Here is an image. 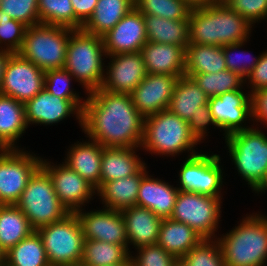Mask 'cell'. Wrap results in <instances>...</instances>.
<instances>
[{
    "mask_svg": "<svg viewBox=\"0 0 267 266\" xmlns=\"http://www.w3.org/2000/svg\"><path fill=\"white\" fill-rule=\"evenodd\" d=\"M82 110V131L103 147L141 146L144 116L134 106L130 94L96 89L87 93Z\"/></svg>",
    "mask_w": 267,
    "mask_h": 266,
    "instance_id": "6da1fadb",
    "label": "cell"
},
{
    "mask_svg": "<svg viewBox=\"0 0 267 266\" xmlns=\"http://www.w3.org/2000/svg\"><path fill=\"white\" fill-rule=\"evenodd\" d=\"M252 24L224 3L191 9L189 44L226 46L247 41Z\"/></svg>",
    "mask_w": 267,
    "mask_h": 266,
    "instance_id": "7a4b0ae2",
    "label": "cell"
},
{
    "mask_svg": "<svg viewBox=\"0 0 267 266\" xmlns=\"http://www.w3.org/2000/svg\"><path fill=\"white\" fill-rule=\"evenodd\" d=\"M225 266H265L267 261V216H246L229 233L215 238Z\"/></svg>",
    "mask_w": 267,
    "mask_h": 266,
    "instance_id": "3957f363",
    "label": "cell"
},
{
    "mask_svg": "<svg viewBox=\"0 0 267 266\" xmlns=\"http://www.w3.org/2000/svg\"><path fill=\"white\" fill-rule=\"evenodd\" d=\"M198 144L200 143L190 132L188 122L168 109L144 118L143 139L140 148L143 147L150 154L168 157L179 155L187 150V152L190 151L188 157H191L198 154L193 149Z\"/></svg>",
    "mask_w": 267,
    "mask_h": 266,
    "instance_id": "277c9868",
    "label": "cell"
},
{
    "mask_svg": "<svg viewBox=\"0 0 267 266\" xmlns=\"http://www.w3.org/2000/svg\"><path fill=\"white\" fill-rule=\"evenodd\" d=\"M103 56L107 57L102 37L74 29L69 36L64 68L90 93L103 83L106 67Z\"/></svg>",
    "mask_w": 267,
    "mask_h": 266,
    "instance_id": "5b68a950",
    "label": "cell"
},
{
    "mask_svg": "<svg viewBox=\"0 0 267 266\" xmlns=\"http://www.w3.org/2000/svg\"><path fill=\"white\" fill-rule=\"evenodd\" d=\"M73 30L43 23L27 27L18 54L44 72L64 68L69 36Z\"/></svg>",
    "mask_w": 267,
    "mask_h": 266,
    "instance_id": "8992f818",
    "label": "cell"
},
{
    "mask_svg": "<svg viewBox=\"0 0 267 266\" xmlns=\"http://www.w3.org/2000/svg\"><path fill=\"white\" fill-rule=\"evenodd\" d=\"M15 205L25 214L34 230L58 222L70 214L59 201L52 179L42 167L29 179Z\"/></svg>",
    "mask_w": 267,
    "mask_h": 266,
    "instance_id": "52a82bcc",
    "label": "cell"
},
{
    "mask_svg": "<svg viewBox=\"0 0 267 266\" xmlns=\"http://www.w3.org/2000/svg\"><path fill=\"white\" fill-rule=\"evenodd\" d=\"M36 231L42 239L50 266H80L85 239L75 213Z\"/></svg>",
    "mask_w": 267,
    "mask_h": 266,
    "instance_id": "ba28073f",
    "label": "cell"
},
{
    "mask_svg": "<svg viewBox=\"0 0 267 266\" xmlns=\"http://www.w3.org/2000/svg\"><path fill=\"white\" fill-rule=\"evenodd\" d=\"M258 128L253 126L225 137L227 150L238 174L252 190L267 172V136Z\"/></svg>",
    "mask_w": 267,
    "mask_h": 266,
    "instance_id": "9c48e42d",
    "label": "cell"
},
{
    "mask_svg": "<svg viewBox=\"0 0 267 266\" xmlns=\"http://www.w3.org/2000/svg\"><path fill=\"white\" fill-rule=\"evenodd\" d=\"M222 198L179 191L171 219L187 224L204 239L215 238L221 220Z\"/></svg>",
    "mask_w": 267,
    "mask_h": 266,
    "instance_id": "30bf717a",
    "label": "cell"
},
{
    "mask_svg": "<svg viewBox=\"0 0 267 266\" xmlns=\"http://www.w3.org/2000/svg\"><path fill=\"white\" fill-rule=\"evenodd\" d=\"M41 157L23 149L0 152V204L15 205L29 179L41 167Z\"/></svg>",
    "mask_w": 267,
    "mask_h": 266,
    "instance_id": "8fae6325",
    "label": "cell"
},
{
    "mask_svg": "<svg viewBox=\"0 0 267 266\" xmlns=\"http://www.w3.org/2000/svg\"><path fill=\"white\" fill-rule=\"evenodd\" d=\"M220 161L217 154L198 153L187 157L180 168L178 190L222 198L223 169Z\"/></svg>",
    "mask_w": 267,
    "mask_h": 266,
    "instance_id": "7c38bea8",
    "label": "cell"
},
{
    "mask_svg": "<svg viewBox=\"0 0 267 266\" xmlns=\"http://www.w3.org/2000/svg\"><path fill=\"white\" fill-rule=\"evenodd\" d=\"M44 78L43 70L14 53L6 66L0 94L25 104L44 88Z\"/></svg>",
    "mask_w": 267,
    "mask_h": 266,
    "instance_id": "4fadbf2b",
    "label": "cell"
},
{
    "mask_svg": "<svg viewBox=\"0 0 267 266\" xmlns=\"http://www.w3.org/2000/svg\"><path fill=\"white\" fill-rule=\"evenodd\" d=\"M49 162L42 159L41 167L51 177L59 201L70 213L81 210L86 205L84 203H89L97 194L96 188L63 162L59 165H51Z\"/></svg>",
    "mask_w": 267,
    "mask_h": 266,
    "instance_id": "5bb4252c",
    "label": "cell"
},
{
    "mask_svg": "<svg viewBox=\"0 0 267 266\" xmlns=\"http://www.w3.org/2000/svg\"><path fill=\"white\" fill-rule=\"evenodd\" d=\"M86 100L64 99L54 96L43 88L25 106V118L27 126L30 124L53 125L71 114L76 115V119L82 126V110Z\"/></svg>",
    "mask_w": 267,
    "mask_h": 266,
    "instance_id": "9a60e30c",
    "label": "cell"
},
{
    "mask_svg": "<svg viewBox=\"0 0 267 266\" xmlns=\"http://www.w3.org/2000/svg\"><path fill=\"white\" fill-rule=\"evenodd\" d=\"M250 95L242 90H235L209 98L208 105L212 118L216 127L224 131V137L236 131L252 128L245 127L244 123L247 118L252 119Z\"/></svg>",
    "mask_w": 267,
    "mask_h": 266,
    "instance_id": "2e32d148",
    "label": "cell"
},
{
    "mask_svg": "<svg viewBox=\"0 0 267 266\" xmlns=\"http://www.w3.org/2000/svg\"><path fill=\"white\" fill-rule=\"evenodd\" d=\"M107 58L110 62L101 85L107 92L131 94L148 74L141 52L107 55Z\"/></svg>",
    "mask_w": 267,
    "mask_h": 266,
    "instance_id": "e0dca14e",
    "label": "cell"
},
{
    "mask_svg": "<svg viewBox=\"0 0 267 266\" xmlns=\"http://www.w3.org/2000/svg\"><path fill=\"white\" fill-rule=\"evenodd\" d=\"M77 210V215L85 240L104 241L125 246L129 250L124 217L121 211L103 208L102 210ZM129 246V247H128Z\"/></svg>",
    "mask_w": 267,
    "mask_h": 266,
    "instance_id": "ac0fdd59",
    "label": "cell"
},
{
    "mask_svg": "<svg viewBox=\"0 0 267 266\" xmlns=\"http://www.w3.org/2000/svg\"><path fill=\"white\" fill-rule=\"evenodd\" d=\"M102 39L107 55L141 52L148 41L144 15L132 8Z\"/></svg>",
    "mask_w": 267,
    "mask_h": 266,
    "instance_id": "d6986e66",
    "label": "cell"
},
{
    "mask_svg": "<svg viewBox=\"0 0 267 266\" xmlns=\"http://www.w3.org/2000/svg\"><path fill=\"white\" fill-rule=\"evenodd\" d=\"M184 75L147 74L130 94L136 109L147 117L168 109L174 87Z\"/></svg>",
    "mask_w": 267,
    "mask_h": 266,
    "instance_id": "ffe728a7",
    "label": "cell"
},
{
    "mask_svg": "<svg viewBox=\"0 0 267 266\" xmlns=\"http://www.w3.org/2000/svg\"><path fill=\"white\" fill-rule=\"evenodd\" d=\"M148 172L142 177L136 206L147 208L162 219L171 217L179 192L177 187L158 178H151Z\"/></svg>",
    "mask_w": 267,
    "mask_h": 266,
    "instance_id": "44dd1931",
    "label": "cell"
},
{
    "mask_svg": "<svg viewBox=\"0 0 267 266\" xmlns=\"http://www.w3.org/2000/svg\"><path fill=\"white\" fill-rule=\"evenodd\" d=\"M148 74L185 75V49L178 45L146 42L142 49Z\"/></svg>",
    "mask_w": 267,
    "mask_h": 266,
    "instance_id": "7402d4cb",
    "label": "cell"
},
{
    "mask_svg": "<svg viewBox=\"0 0 267 266\" xmlns=\"http://www.w3.org/2000/svg\"><path fill=\"white\" fill-rule=\"evenodd\" d=\"M88 140L80 143L78 141L69 147L63 163L98 190L101 187V161L104 147L96 141Z\"/></svg>",
    "mask_w": 267,
    "mask_h": 266,
    "instance_id": "603a6c76",
    "label": "cell"
},
{
    "mask_svg": "<svg viewBox=\"0 0 267 266\" xmlns=\"http://www.w3.org/2000/svg\"><path fill=\"white\" fill-rule=\"evenodd\" d=\"M128 243L134 248L157 244L162 218L151 210L132 206L121 211Z\"/></svg>",
    "mask_w": 267,
    "mask_h": 266,
    "instance_id": "cb8c5ba5",
    "label": "cell"
},
{
    "mask_svg": "<svg viewBox=\"0 0 267 266\" xmlns=\"http://www.w3.org/2000/svg\"><path fill=\"white\" fill-rule=\"evenodd\" d=\"M138 147H104L101 161V186L109 181L136 175L145 165L139 155Z\"/></svg>",
    "mask_w": 267,
    "mask_h": 266,
    "instance_id": "d4e9b609",
    "label": "cell"
},
{
    "mask_svg": "<svg viewBox=\"0 0 267 266\" xmlns=\"http://www.w3.org/2000/svg\"><path fill=\"white\" fill-rule=\"evenodd\" d=\"M146 168L144 166L136 175L104 183L97 190V196L102 199L103 207L122 211L136 206L141 179L147 173Z\"/></svg>",
    "mask_w": 267,
    "mask_h": 266,
    "instance_id": "484cf974",
    "label": "cell"
},
{
    "mask_svg": "<svg viewBox=\"0 0 267 266\" xmlns=\"http://www.w3.org/2000/svg\"><path fill=\"white\" fill-rule=\"evenodd\" d=\"M204 238L187 224L171 218L163 219L157 244L176 258H182Z\"/></svg>",
    "mask_w": 267,
    "mask_h": 266,
    "instance_id": "4316f807",
    "label": "cell"
},
{
    "mask_svg": "<svg viewBox=\"0 0 267 266\" xmlns=\"http://www.w3.org/2000/svg\"><path fill=\"white\" fill-rule=\"evenodd\" d=\"M27 128L24 103L0 94V142L7 149H22L15 144Z\"/></svg>",
    "mask_w": 267,
    "mask_h": 266,
    "instance_id": "83f0119b",
    "label": "cell"
},
{
    "mask_svg": "<svg viewBox=\"0 0 267 266\" xmlns=\"http://www.w3.org/2000/svg\"><path fill=\"white\" fill-rule=\"evenodd\" d=\"M208 101L209 97L196 82L184 75L177 80L168 110L189 122L198 111V107L208 104Z\"/></svg>",
    "mask_w": 267,
    "mask_h": 266,
    "instance_id": "f1b7e54d",
    "label": "cell"
},
{
    "mask_svg": "<svg viewBox=\"0 0 267 266\" xmlns=\"http://www.w3.org/2000/svg\"><path fill=\"white\" fill-rule=\"evenodd\" d=\"M148 42L178 45L186 49L189 44V19L172 20L144 15Z\"/></svg>",
    "mask_w": 267,
    "mask_h": 266,
    "instance_id": "f546056e",
    "label": "cell"
},
{
    "mask_svg": "<svg viewBox=\"0 0 267 266\" xmlns=\"http://www.w3.org/2000/svg\"><path fill=\"white\" fill-rule=\"evenodd\" d=\"M134 7V0H98L94 13L82 29L102 37Z\"/></svg>",
    "mask_w": 267,
    "mask_h": 266,
    "instance_id": "4dcf8cb0",
    "label": "cell"
},
{
    "mask_svg": "<svg viewBox=\"0 0 267 266\" xmlns=\"http://www.w3.org/2000/svg\"><path fill=\"white\" fill-rule=\"evenodd\" d=\"M33 231L29 220L16 205H0V249L4 253Z\"/></svg>",
    "mask_w": 267,
    "mask_h": 266,
    "instance_id": "1f68e13d",
    "label": "cell"
},
{
    "mask_svg": "<svg viewBox=\"0 0 267 266\" xmlns=\"http://www.w3.org/2000/svg\"><path fill=\"white\" fill-rule=\"evenodd\" d=\"M227 69L223 46L188 44L185 49V73H217Z\"/></svg>",
    "mask_w": 267,
    "mask_h": 266,
    "instance_id": "d6a6232c",
    "label": "cell"
},
{
    "mask_svg": "<svg viewBox=\"0 0 267 266\" xmlns=\"http://www.w3.org/2000/svg\"><path fill=\"white\" fill-rule=\"evenodd\" d=\"M4 266H50L36 230L4 253Z\"/></svg>",
    "mask_w": 267,
    "mask_h": 266,
    "instance_id": "836d02e7",
    "label": "cell"
},
{
    "mask_svg": "<svg viewBox=\"0 0 267 266\" xmlns=\"http://www.w3.org/2000/svg\"><path fill=\"white\" fill-rule=\"evenodd\" d=\"M130 256V250L123 245L85 240L80 266L118 265L124 263Z\"/></svg>",
    "mask_w": 267,
    "mask_h": 266,
    "instance_id": "e575fe53",
    "label": "cell"
},
{
    "mask_svg": "<svg viewBox=\"0 0 267 266\" xmlns=\"http://www.w3.org/2000/svg\"><path fill=\"white\" fill-rule=\"evenodd\" d=\"M207 94L209 98L228 91L242 90L245 79L237 73L225 69L217 73H185Z\"/></svg>",
    "mask_w": 267,
    "mask_h": 266,
    "instance_id": "d590c367",
    "label": "cell"
},
{
    "mask_svg": "<svg viewBox=\"0 0 267 266\" xmlns=\"http://www.w3.org/2000/svg\"><path fill=\"white\" fill-rule=\"evenodd\" d=\"M40 23L75 29L71 0H38Z\"/></svg>",
    "mask_w": 267,
    "mask_h": 266,
    "instance_id": "8d00e7d4",
    "label": "cell"
},
{
    "mask_svg": "<svg viewBox=\"0 0 267 266\" xmlns=\"http://www.w3.org/2000/svg\"><path fill=\"white\" fill-rule=\"evenodd\" d=\"M135 7L143 15L165 19H189L191 8L183 0H134Z\"/></svg>",
    "mask_w": 267,
    "mask_h": 266,
    "instance_id": "74e56055",
    "label": "cell"
},
{
    "mask_svg": "<svg viewBox=\"0 0 267 266\" xmlns=\"http://www.w3.org/2000/svg\"><path fill=\"white\" fill-rule=\"evenodd\" d=\"M213 240L204 239L182 257L188 266H225L219 242Z\"/></svg>",
    "mask_w": 267,
    "mask_h": 266,
    "instance_id": "f35d334b",
    "label": "cell"
},
{
    "mask_svg": "<svg viewBox=\"0 0 267 266\" xmlns=\"http://www.w3.org/2000/svg\"><path fill=\"white\" fill-rule=\"evenodd\" d=\"M27 26L13 20L0 10V47L1 50L18 53L22 47ZM4 42L5 46H1Z\"/></svg>",
    "mask_w": 267,
    "mask_h": 266,
    "instance_id": "ab89813d",
    "label": "cell"
},
{
    "mask_svg": "<svg viewBox=\"0 0 267 266\" xmlns=\"http://www.w3.org/2000/svg\"><path fill=\"white\" fill-rule=\"evenodd\" d=\"M0 10L27 27L40 24L38 0H2Z\"/></svg>",
    "mask_w": 267,
    "mask_h": 266,
    "instance_id": "60d3db41",
    "label": "cell"
},
{
    "mask_svg": "<svg viewBox=\"0 0 267 266\" xmlns=\"http://www.w3.org/2000/svg\"><path fill=\"white\" fill-rule=\"evenodd\" d=\"M73 75L65 68L45 72L44 88L54 96L64 99H82L71 88Z\"/></svg>",
    "mask_w": 267,
    "mask_h": 266,
    "instance_id": "b9f144b4",
    "label": "cell"
},
{
    "mask_svg": "<svg viewBox=\"0 0 267 266\" xmlns=\"http://www.w3.org/2000/svg\"><path fill=\"white\" fill-rule=\"evenodd\" d=\"M245 43H247V41L223 46L224 59H225L227 69L237 73L244 79H246L248 75L252 72V70L254 69L256 64L259 62V59L261 57V54L255 58H251L253 56L247 57L248 55H246L245 51L244 52L238 51L239 54L237 53L236 55L235 53L237 52V50L243 47ZM246 58L248 59L251 58V59L250 61H247Z\"/></svg>",
    "mask_w": 267,
    "mask_h": 266,
    "instance_id": "7bdbcfd3",
    "label": "cell"
},
{
    "mask_svg": "<svg viewBox=\"0 0 267 266\" xmlns=\"http://www.w3.org/2000/svg\"><path fill=\"white\" fill-rule=\"evenodd\" d=\"M137 255L132 256L133 266H172L176 257L158 244L136 248Z\"/></svg>",
    "mask_w": 267,
    "mask_h": 266,
    "instance_id": "ee69618b",
    "label": "cell"
},
{
    "mask_svg": "<svg viewBox=\"0 0 267 266\" xmlns=\"http://www.w3.org/2000/svg\"><path fill=\"white\" fill-rule=\"evenodd\" d=\"M225 4L253 26L256 22L267 18V0H229Z\"/></svg>",
    "mask_w": 267,
    "mask_h": 266,
    "instance_id": "f6af8a7d",
    "label": "cell"
},
{
    "mask_svg": "<svg viewBox=\"0 0 267 266\" xmlns=\"http://www.w3.org/2000/svg\"><path fill=\"white\" fill-rule=\"evenodd\" d=\"M191 134L200 143L207 136L208 125L216 127L210 108L208 104L201 105L198 107V111L193 115L191 120L188 122Z\"/></svg>",
    "mask_w": 267,
    "mask_h": 266,
    "instance_id": "bcb514c9",
    "label": "cell"
},
{
    "mask_svg": "<svg viewBox=\"0 0 267 266\" xmlns=\"http://www.w3.org/2000/svg\"><path fill=\"white\" fill-rule=\"evenodd\" d=\"M247 81L250 84L249 88L252 89L249 94L267 89V50L261 54L259 62L245 79V82Z\"/></svg>",
    "mask_w": 267,
    "mask_h": 266,
    "instance_id": "7dc6e473",
    "label": "cell"
},
{
    "mask_svg": "<svg viewBox=\"0 0 267 266\" xmlns=\"http://www.w3.org/2000/svg\"><path fill=\"white\" fill-rule=\"evenodd\" d=\"M98 0H71L75 13V29H82L92 16Z\"/></svg>",
    "mask_w": 267,
    "mask_h": 266,
    "instance_id": "c3c4849f",
    "label": "cell"
},
{
    "mask_svg": "<svg viewBox=\"0 0 267 266\" xmlns=\"http://www.w3.org/2000/svg\"><path fill=\"white\" fill-rule=\"evenodd\" d=\"M252 121L267 124V89L251 93Z\"/></svg>",
    "mask_w": 267,
    "mask_h": 266,
    "instance_id": "681fc988",
    "label": "cell"
},
{
    "mask_svg": "<svg viewBox=\"0 0 267 266\" xmlns=\"http://www.w3.org/2000/svg\"><path fill=\"white\" fill-rule=\"evenodd\" d=\"M13 54L14 53H12V52L4 51V50L0 49V86H1L2 81H3V76L5 73L6 66L10 60V57Z\"/></svg>",
    "mask_w": 267,
    "mask_h": 266,
    "instance_id": "f907efd6",
    "label": "cell"
},
{
    "mask_svg": "<svg viewBox=\"0 0 267 266\" xmlns=\"http://www.w3.org/2000/svg\"><path fill=\"white\" fill-rule=\"evenodd\" d=\"M191 9L204 8L214 4V0H183Z\"/></svg>",
    "mask_w": 267,
    "mask_h": 266,
    "instance_id": "816d5d0a",
    "label": "cell"
},
{
    "mask_svg": "<svg viewBox=\"0 0 267 266\" xmlns=\"http://www.w3.org/2000/svg\"><path fill=\"white\" fill-rule=\"evenodd\" d=\"M265 190H267V172L264 174V176L262 177V180L258 183V185L253 189V191H255V193H259V192H266Z\"/></svg>",
    "mask_w": 267,
    "mask_h": 266,
    "instance_id": "f5cc1de1",
    "label": "cell"
},
{
    "mask_svg": "<svg viewBox=\"0 0 267 266\" xmlns=\"http://www.w3.org/2000/svg\"><path fill=\"white\" fill-rule=\"evenodd\" d=\"M172 266H188L183 258H176Z\"/></svg>",
    "mask_w": 267,
    "mask_h": 266,
    "instance_id": "db71d44e",
    "label": "cell"
},
{
    "mask_svg": "<svg viewBox=\"0 0 267 266\" xmlns=\"http://www.w3.org/2000/svg\"><path fill=\"white\" fill-rule=\"evenodd\" d=\"M111 266H133L131 256L124 262L118 265H111Z\"/></svg>",
    "mask_w": 267,
    "mask_h": 266,
    "instance_id": "11a10c76",
    "label": "cell"
},
{
    "mask_svg": "<svg viewBox=\"0 0 267 266\" xmlns=\"http://www.w3.org/2000/svg\"><path fill=\"white\" fill-rule=\"evenodd\" d=\"M0 264H4V252L0 249Z\"/></svg>",
    "mask_w": 267,
    "mask_h": 266,
    "instance_id": "9f6ffc18",
    "label": "cell"
},
{
    "mask_svg": "<svg viewBox=\"0 0 267 266\" xmlns=\"http://www.w3.org/2000/svg\"><path fill=\"white\" fill-rule=\"evenodd\" d=\"M8 150L1 142H0V152H4Z\"/></svg>",
    "mask_w": 267,
    "mask_h": 266,
    "instance_id": "6f0895ef",
    "label": "cell"
},
{
    "mask_svg": "<svg viewBox=\"0 0 267 266\" xmlns=\"http://www.w3.org/2000/svg\"><path fill=\"white\" fill-rule=\"evenodd\" d=\"M229 0H214V3H226Z\"/></svg>",
    "mask_w": 267,
    "mask_h": 266,
    "instance_id": "680465c9",
    "label": "cell"
}]
</instances>
